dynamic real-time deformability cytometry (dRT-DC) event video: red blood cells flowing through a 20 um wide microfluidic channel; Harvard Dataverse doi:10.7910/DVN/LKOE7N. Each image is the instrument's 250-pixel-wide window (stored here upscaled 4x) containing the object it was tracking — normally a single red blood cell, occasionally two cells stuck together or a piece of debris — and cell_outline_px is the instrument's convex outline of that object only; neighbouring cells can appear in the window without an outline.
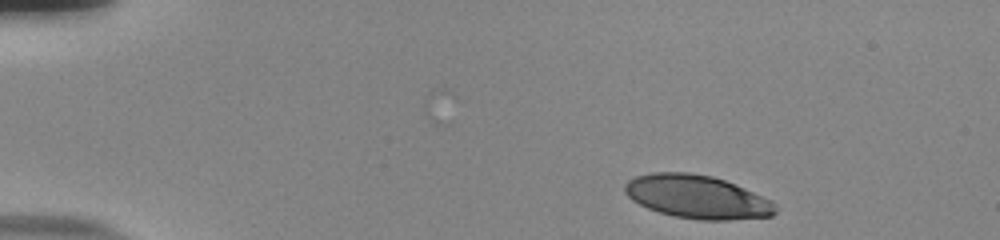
{"species": "human", "species_latin": "Homo sapiens", "temperature_condition": "room temperature", "stored_images_in_passage": 47, "camera_frame_rate_fps": 3000, "um_per_image_px": 0.085, "donor": {"sex": "male"}, "frame": {"image": 1, "passage_image": 1, "time_ms": 0.0, "image_size_px": [1000, 240], "cell_outline_px": [[776, 212], [772, 216], [728, 220], [700, 220], [676, 216], [660, 212], [648, 208], [632, 200], [624, 192], [624, 184], [628, 180], [636, 176], [652, 172], [688, 172], [712, 176], [724, 180], [744, 188], [772, 200], [776, 204]], "centroid_in_image_um": [59.25, 16.73], "position_along_channel_um": 25.7, "area_um2": 37.97}}
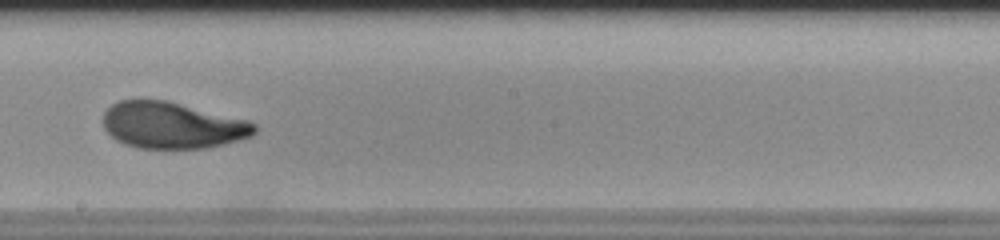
{"frame": {"image": 2, "passage_image": 25, "time_ms": 8.0, "image_size_px": [1000, 240], "cell_outline_px": [[256, 132], [252, 136], [224, 144], [208, 148], [136, 148], [124, 144], [116, 140], [104, 128], [104, 112], [112, 104], [120, 100], [168, 100], [248, 120], [256, 124]], "centroid_in_image_um": [14.66, 10.65], "position_along_channel_um": 233.5, "area_um2": 41.1}}
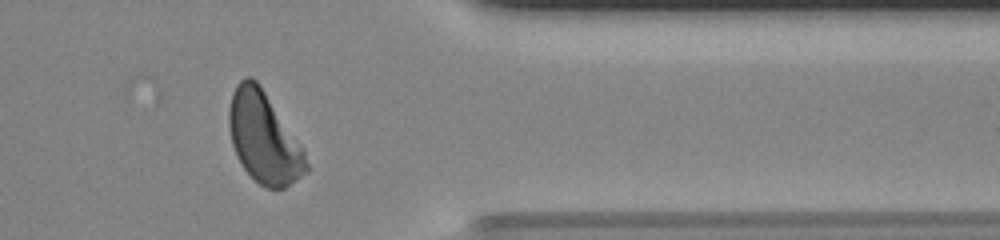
{"frame": {"image": 3, "passage_image": 38, "time_ms": 12.333, "image_size_px": [1000, 240], "cell_outline_px": [[308, 172], [284, 188], [264, 188], [244, 168], [232, 144], [228, 124], [228, 108], [232, 92], [236, 84], [244, 76], [252, 76], [260, 84], [300, 144], [304, 152], [308, 164]], "centroid_in_image_um": [22.41, 11.67], "position_along_channel_um": 389.0, "area_um2": 40.63}, "authors_computed_cell_mechanics": {"area_um2": 40.749, "velocity_mm_per_s": 3.8226, "shape_relaxation_time_tau1_ms": 3.5673, "shape_relaxation_time_tau2_ms": 1.2319, "deformation_change_tau1": 0.1844, "deformation_change_tau2": 0.0747}}